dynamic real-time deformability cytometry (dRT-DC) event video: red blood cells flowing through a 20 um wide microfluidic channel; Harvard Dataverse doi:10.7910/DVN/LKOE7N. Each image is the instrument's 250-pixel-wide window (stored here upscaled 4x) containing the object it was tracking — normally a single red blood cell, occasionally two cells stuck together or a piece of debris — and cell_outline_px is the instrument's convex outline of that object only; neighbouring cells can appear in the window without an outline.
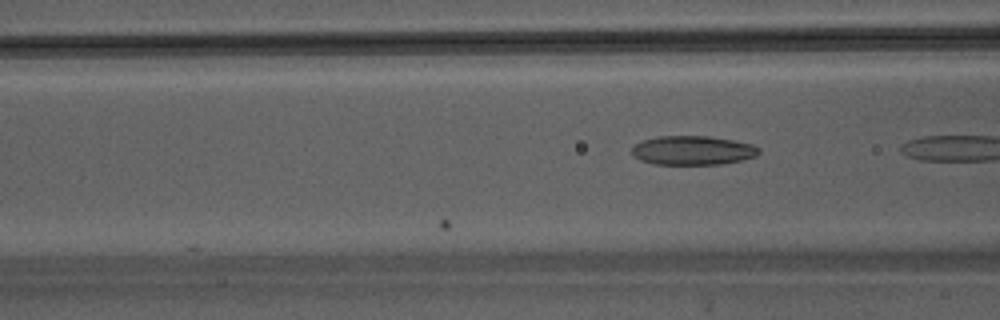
{"species": "Egyptian fruit bat (a non-hibernating species)", "species_latin": "Rousettus aegyptiacus", "temperature_condition": "warm", "stored_images_in_passage": 7, "camera_frame_rate_fps": 3000, "um_per_image_px": 0.085, "animal": {"sex": "male"}, "frame": {"image": 1, "passage_image": 7, "time_ms": 2.0, "image_size_px": [1000, 320], "cell_outline_px": [[760, 152], [756, 156], [740, 160], [720, 164], [652, 164], [640, 160], [632, 152], [632, 148], [636, 144], [644, 140], [660, 136], [708, 136], [736, 140], [752, 144], [760, 148]], "centroid_in_image_um": [58.92, 12.78], "position_along_channel_um": 107.7, "area_um2": 21.44}}